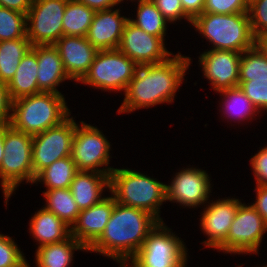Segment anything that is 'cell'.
<instances>
[{
  "instance_id": "cell-1",
  "label": "cell",
  "mask_w": 267,
  "mask_h": 267,
  "mask_svg": "<svg viewBox=\"0 0 267 267\" xmlns=\"http://www.w3.org/2000/svg\"><path fill=\"white\" fill-rule=\"evenodd\" d=\"M189 63V57L178 54L159 63L138 66L118 112H132L162 102H173L174 93L182 83Z\"/></svg>"
},
{
  "instance_id": "cell-2",
  "label": "cell",
  "mask_w": 267,
  "mask_h": 267,
  "mask_svg": "<svg viewBox=\"0 0 267 267\" xmlns=\"http://www.w3.org/2000/svg\"><path fill=\"white\" fill-rule=\"evenodd\" d=\"M158 223L150 213L116 202L105 231L88 250L124 261L125 266L127 258L134 257Z\"/></svg>"
},
{
  "instance_id": "cell-3",
  "label": "cell",
  "mask_w": 267,
  "mask_h": 267,
  "mask_svg": "<svg viewBox=\"0 0 267 267\" xmlns=\"http://www.w3.org/2000/svg\"><path fill=\"white\" fill-rule=\"evenodd\" d=\"M10 125L35 136L61 124L70 112L63 95L40 92L11 101Z\"/></svg>"
},
{
  "instance_id": "cell-4",
  "label": "cell",
  "mask_w": 267,
  "mask_h": 267,
  "mask_svg": "<svg viewBox=\"0 0 267 267\" xmlns=\"http://www.w3.org/2000/svg\"><path fill=\"white\" fill-rule=\"evenodd\" d=\"M109 189L116 202L144 210L159 222V205L166 200V185L139 172L113 169L109 176Z\"/></svg>"
},
{
  "instance_id": "cell-5",
  "label": "cell",
  "mask_w": 267,
  "mask_h": 267,
  "mask_svg": "<svg viewBox=\"0 0 267 267\" xmlns=\"http://www.w3.org/2000/svg\"><path fill=\"white\" fill-rule=\"evenodd\" d=\"M192 25L214 43L213 50L242 53L257 43L251 31L248 13H203L192 21Z\"/></svg>"
},
{
  "instance_id": "cell-6",
  "label": "cell",
  "mask_w": 267,
  "mask_h": 267,
  "mask_svg": "<svg viewBox=\"0 0 267 267\" xmlns=\"http://www.w3.org/2000/svg\"><path fill=\"white\" fill-rule=\"evenodd\" d=\"M32 142L33 136L18 131L11 125L5 130L0 176L6 203L22 180L34 183Z\"/></svg>"
},
{
  "instance_id": "cell-7",
  "label": "cell",
  "mask_w": 267,
  "mask_h": 267,
  "mask_svg": "<svg viewBox=\"0 0 267 267\" xmlns=\"http://www.w3.org/2000/svg\"><path fill=\"white\" fill-rule=\"evenodd\" d=\"M138 65L119 49L98 51L82 83L106 90H125Z\"/></svg>"
},
{
  "instance_id": "cell-8",
  "label": "cell",
  "mask_w": 267,
  "mask_h": 267,
  "mask_svg": "<svg viewBox=\"0 0 267 267\" xmlns=\"http://www.w3.org/2000/svg\"><path fill=\"white\" fill-rule=\"evenodd\" d=\"M163 225L159 222L148 234L132 258V267H185L187 253L184 244L173 233L166 232Z\"/></svg>"
},
{
  "instance_id": "cell-9",
  "label": "cell",
  "mask_w": 267,
  "mask_h": 267,
  "mask_svg": "<svg viewBox=\"0 0 267 267\" xmlns=\"http://www.w3.org/2000/svg\"><path fill=\"white\" fill-rule=\"evenodd\" d=\"M68 0H33L27 12V38L34 45H54L63 35L62 20Z\"/></svg>"
},
{
  "instance_id": "cell-10",
  "label": "cell",
  "mask_w": 267,
  "mask_h": 267,
  "mask_svg": "<svg viewBox=\"0 0 267 267\" xmlns=\"http://www.w3.org/2000/svg\"><path fill=\"white\" fill-rule=\"evenodd\" d=\"M79 128L75 123V133L72 141L71 158L78 171H97L110 175L114 168L98 169L109 164L110 144L103 134L91 125L81 122ZM97 170H96V169Z\"/></svg>"
},
{
  "instance_id": "cell-11",
  "label": "cell",
  "mask_w": 267,
  "mask_h": 267,
  "mask_svg": "<svg viewBox=\"0 0 267 267\" xmlns=\"http://www.w3.org/2000/svg\"><path fill=\"white\" fill-rule=\"evenodd\" d=\"M75 121L67 118L61 124L33 136L32 165L35 176L54 161L71 156Z\"/></svg>"
},
{
  "instance_id": "cell-12",
  "label": "cell",
  "mask_w": 267,
  "mask_h": 267,
  "mask_svg": "<svg viewBox=\"0 0 267 267\" xmlns=\"http://www.w3.org/2000/svg\"><path fill=\"white\" fill-rule=\"evenodd\" d=\"M266 230L267 225L259 212L252 205L241 203L226 240L217 249L229 253H256Z\"/></svg>"
},
{
  "instance_id": "cell-13",
  "label": "cell",
  "mask_w": 267,
  "mask_h": 267,
  "mask_svg": "<svg viewBox=\"0 0 267 267\" xmlns=\"http://www.w3.org/2000/svg\"><path fill=\"white\" fill-rule=\"evenodd\" d=\"M118 49L138 66L159 63L172 55L164 48L160 37L146 33L129 20L124 26Z\"/></svg>"
},
{
  "instance_id": "cell-14",
  "label": "cell",
  "mask_w": 267,
  "mask_h": 267,
  "mask_svg": "<svg viewBox=\"0 0 267 267\" xmlns=\"http://www.w3.org/2000/svg\"><path fill=\"white\" fill-rule=\"evenodd\" d=\"M242 54L232 50H210L200 56L204 76L218 92L238 87Z\"/></svg>"
},
{
  "instance_id": "cell-15",
  "label": "cell",
  "mask_w": 267,
  "mask_h": 267,
  "mask_svg": "<svg viewBox=\"0 0 267 267\" xmlns=\"http://www.w3.org/2000/svg\"><path fill=\"white\" fill-rule=\"evenodd\" d=\"M115 204L114 197H107L88 209L81 210L70 228V235L88 250L105 231Z\"/></svg>"
},
{
  "instance_id": "cell-16",
  "label": "cell",
  "mask_w": 267,
  "mask_h": 267,
  "mask_svg": "<svg viewBox=\"0 0 267 267\" xmlns=\"http://www.w3.org/2000/svg\"><path fill=\"white\" fill-rule=\"evenodd\" d=\"M70 80L81 81L88 73L98 50L86 37L62 36L54 44Z\"/></svg>"
},
{
  "instance_id": "cell-17",
  "label": "cell",
  "mask_w": 267,
  "mask_h": 267,
  "mask_svg": "<svg viewBox=\"0 0 267 267\" xmlns=\"http://www.w3.org/2000/svg\"><path fill=\"white\" fill-rule=\"evenodd\" d=\"M210 182L205 171L188 168L177 173L171 185H166V200L186 206H197L209 197Z\"/></svg>"
},
{
  "instance_id": "cell-18",
  "label": "cell",
  "mask_w": 267,
  "mask_h": 267,
  "mask_svg": "<svg viewBox=\"0 0 267 267\" xmlns=\"http://www.w3.org/2000/svg\"><path fill=\"white\" fill-rule=\"evenodd\" d=\"M241 203L238 199H225L211 203L201 218L202 230L210 237L207 247L218 248L227 238L229 228Z\"/></svg>"
},
{
  "instance_id": "cell-19",
  "label": "cell",
  "mask_w": 267,
  "mask_h": 267,
  "mask_svg": "<svg viewBox=\"0 0 267 267\" xmlns=\"http://www.w3.org/2000/svg\"><path fill=\"white\" fill-rule=\"evenodd\" d=\"M96 11L86 38L98 50L118 49L124 26L129 20L120 17L119 10Z\"/></svg>"
},
{
  "instance_id": "cell-20",
  "label": "cell",
  "mask_w": 267,
  "mask_h": 267,
  "mask_svg": "<svg viewBox=\"0 0 267 267\" xmlns=\"http://www.w3.org/2000/svg\"><path fill=\"white\" fill-rule=\"evenodd\" d=\"M32 49L37 54V81L40 91L61 94L55 87L70 78L64 69L57 47L49 44L34 45Z\"/></svg>"
},
{
  "instance_id": "cell-21",
  "label": "cell",
  "mask_w": 267,
  "mask_h": 267,
  "mask_svg": "<svg viewBox=\"0 0 267 267\" xmlns=\"http://www.w3.org/2000/svg\"><path fill=\"white\" fill-rule=\"evenodd\" d=\"M109 176L97 171H78L70 185V191L78 208L88 209L94 204L99 203L103 198L101 192L103 187L109 188Z\"/></svg>"
},
{
  "instance_id": "cell-22",
  "label": "cell",
  "mask_w": 267,
  "mask_h": 267,
  "mask_svg": "<svg viewBox=\"0 0 267 267\" xmlns=\"http://www.w3.org/2000/svg\"><path fill=\"white\" fill-rule=\"evenodd\" d=\"M37 54L31 48L21 59L10 82L6 85L11 101L40 93L37 81Z\"/></svg>"
},
{
  "instance_id": "cell-23",
  "label": "cell",
  "mask_w": 267,
  "mask_h": 267,
  "mask_svg": "<svg viewBox=\"0 0 267 267\" xmlns=\"http://www.w3.org/2000/svg\"><path fill=\"white\" fill-rule=\"evenodd\" d=\"M69 225L47 209L35 213L30 222V229L40 246L61 242L70 236Z\"/></svg>"
},
{
  "instance_id": "cell-24",
  "label": "cell",
  "mask_w": 267,
  "mask_h": 267,
  "mask_svg": "<svg viewBox=\"0 0 267 267\" xmlns=\"http://www.w3.org/2000/svg\"><path fill=\"white\" fill-rule=\"evenodd\" d=\"M87 250L73 236L67 239L38 247L36 260L38 267H68L72 261V250Z\"/></svg>"
},
{
  "instance_id": "cell-25",
  "label": "cell",
  "mask_w": 267,
  "mask_h": 267,
  "mask_svg": "<svg viewBox=\"0 0 267 267\" xmlns=\"http://www.w3.org/2000/svg\"><path fill=\"white\" fill-rule=\"evenodd\" d=\"M32 48L27 36L0 42V81L8 84L13 78L21 59Z\"/></svg>"
},
{
  "instance_id": "cell-26",
  "label": "cell",
  "mask_w": 267,
  "mask_h": 267,
  "mask_svg": "<svg viewBox=\"0 0 267 267\" xmlns=\"http://www.w3.org/2000/svg\"><path fill=\"white\" fill-rule=\"evenodd\" d=\"M95 13L77 0H68L62 20L64 36L86 37Z\"/></svg>"
},
{
  "instance_id": "cell-27",
  "label": "cell",
  "mask_w": 267,
  "mask_h": 267,
  "mask_svg": "<svg viewBox=\"0 0 267 267\" xmlns=\"http://www.w3.org/2000/svg\"><path fill=\"white\" fill-rule=\"evenodd\" d=\"M78 172L71 156L54 161L50 166L41 170L34 182L43 180L48 190L70 188L75 174Z\"/></svg>"
},
{
  "instance_id": "cell-28",
  "label": "cell",
  "mask_w": 267,
  "mask_h": 267,
  "mask_svg": "<svg viewBox=\"0 0 267 267\" xmlns=\"http://www.w3.org/2000/svg\"><path fill=\"white\" fill-rule=\"evenodd\" d=\"M44 196L48 203L47 206L44 207L45 209L54 213L69 226L76 221L80 209L69 188L47 190Z\"/></svg>"
},
{
  "instance_id": "cell-29",
  "label": "cell",
  "mask_w": 267,
  "mask_h": 267,
  "mask_svg": "<svg viewBox=\"0 0 267 267\" xmlns=\"http://www.w3.org/2000/svg\"><path fill=\"white\" fill-rule=\"evenodd\" d=\"M241 54L245 56L241 57L239 64V82L267 79V53L258 43Z\"/></svg>"
},
{
  "instance_id": "cell-30",
  "label": "cell",
  "mask_w": 267,
  "mask_h": 267,
  "mask_svg": "<svg viewBox=\"0 0 267 267\" xmlns=\"http://www.w3.org/2000/svg\"><path fill=\"white\" fill-rule=\"evenodd\" d=\"M137 20L129 21L146 33L164 41L166 19L151 0H138Z\"/></svg>"
},
{
  "instance_id": "cell-31",
  "label": "cell",
  "mask_w": 267,
  "mask_h": 267,
  "mask_svg": "<svg viewBox=\"0 0 267 267\" xmlns=\"http://www.w3.org/2000/svg\"><path fill=\"white\" fill-rule=\"evenodd\" d=\"M26 14L0 6V42L27 36Z\"/></svg>"
},
{
  "instance_id": "cell-32",
  "label": "cell",
  "mask_w": 267,
  "mask_h": 267,
  "mask_svg": "<svg viewBox=\"0 0 267 267\" xmlns=\"http://www.w3.org/2000/svg\"><path fill=\"white\" fill-rule=\"evenodd\" d=\"M221 93L225 94L224 96L228 98L225 99V105L227 104L226 109H229V113L231 112L235 116L241 117V119H245L246 116L253 115L255 110H257L250 99L240 89V87L223 90Z\"/></svg>"
},
{
  "instance_id": "cell-33",
  "label": "cell",
  "mask_w": 267,
  "mask_h": 267,
  "mask_svg": "<svg viewBox=\"0 0 267 267\" xmlns=\"http://www.w3.org/2000/svg\"><path fill=\"white\" fill-rule=\"evenodd\" d=\"M0 267H29L14 241L1 234Z\"/></svg>"
},
{
  "instance_id": "cell-34",
  "label": "cell",
  "mask_w": 267,
  "mask_h": 267,
  "mask_svg": "<svg viewBox=\"0 0 267 267\" xmlns=\"http://www.w3.org/2000/svg\"><path fill=\"white\" fill-rule=\"evenodd\" d=\"M238 87L250 99L252 104L260 109H267V79H252L239 82Z\"/></svg>"
},
{
  "instance_id": "cell-35",
  "label": "cell",
  "mask_w": 267,
  "mask_h": 267,
  "mask_svg": "<svg viewBox=\"0 0 267 267\" xmlns=\"http://www.w3.org/2000/svg\"><path fill=\"white\" fill-rule=\"evenodd\" d=\"M251 31L258 41L267 34V0H259L248 8ZM250 14H253L250 16Z\"/></svg>"
},
{
  "instance_id": "cell-36",
  "label": "cell",
  "mask_w": 267,
  "mask_h": 267,
  "mask_svg": "<svg viewBox=\"0 0 267 267\" xmlns=\"http://www.w3.org/2000/svg\"><path fill=\"white\" fill-rule=\"evenodd\" d=\"M203 13H248V8L244 4L243 0H205Z\"/></svg>"
},
{
  "instance_id": "cell-37",
  "label": "cell",
  "mask_w": 267,
  "mask_h": 267,
  "mask_svg": "<svg viewBox=\"0 0 267 267\" xmlns=\"http://www.w3.org/2000/svg\"><path fill=\"white\" fill-rule=\"evenodd\" d=\"M167 21H176L182 17L192 23V20L185 14L181 0H151Z\"/></svg>"
},
{
  "instance_id": "cell-38",
  "label": "cell",
  "mask_w": 267,
  "mask_h": 267,
  "mask_svg": "<svg viewBox=\"0 0 267 267\" xmlns=\"http://www.w3.org/2000/svg\"><path fill=\"white\" fill-rule=\"evenodd\" d=\"M257 185L267 186V147L263 148L251 159Z\"/></svg>"
},
{
  "instance_id": "cell-39",
  "label": "cell",
  "mask_w": 267,
  "mask_h": 267,
  "mask_svg": "<svg viewBox=\"0 0 267 267\" xmlns=\"http://www.w3.org/2000/svg\"><path fill=\"white\" fill-rule=\"evenodd\" d=\"M9 109H11V100L8 95V89L6 84L0 81V123L10 121Z\"/></svg>"
},
{
  "instance_id": "cell-40",
  "label": "cell",
  "mask_w": 267,
  "mask_h": 267,
  "mask_svg": "<svg viewBox=\"0 0 267 267\" xmlns=\"http://www.w3.org/2000/svg\"><path fill=\"white\" fill-rule=\"evenodd\" d=\"M185 14L193 21L203 14L205 0H181Z\"/></svg>"
},
{
  "instance_id": "cell-41",
  "label": "cell",
  "mask_w": 267,
  "mask_h": 267,
  "mask_svg": "<svg viewBox=\"0 0 267 267\" xmlns=\"http://www.w3.org/2000/svg\"><path fill=\"white\" fill-rule=\"evenodd\" d=\"M257 201L252 205L267 225V186L257 185Z\"/></svg>"
},
{
  "instance_id": "cell-42",
  "label": "cell",
  "mask_w": 267,
  "mask_h": 267,
  "mask_svg": "<svg viewBox=\"0 0 267 267\" xmlns=\"http://www.w3.org/2000/svg\"><path fill=\"white\" fill-rule=\"evenodd\" d=\"M33 0H0V6L15 10L27 15Z\"/></svg>"
},
{
  "instance_id": "cell-43",
  "label": "cell",
  "mask_w": 267,
  "mask_h": 267,
  "mask_svg": "<svg viewBox=\"0 0 267 267\" xmlns=\"http://www.w3.org/2000/svg\"><path fill=\"white\" fill-rule=\"evenodd\" d=\"M77 1L85 4L87 7L95 11L110 9V7H113L116 4L120 3V0H77Z\"/></svg>"
},
{
  "instance_id": "cell-44",
  "label": "cell",
  "mask_w": 267,
  "mask_h": 267,
  "mask_svg": "<svg viewBox=\"0 0 267 267\" xmlns=\"http://www.w3.org/2000/svg\"><path fill=\"white\" fill-rule=\"evenodd\" d=\"M10 126V122L0 123V166L4 154V137L5 130Z\"/></svg>"
},
{
  "instance_id": "cell-45",
  "label": "cell",
  "mask_w": 267,
  "mask_h": 267,
  "mask_svg": "<svg viewBox=\"0 0 267 267\" xmlns=\"http://www.w3.org/2000/svg\"><path fill=\"white\" fill-rule=\"evenodd\" d=\"M257 43L267 53V34L262 36Z\"/></svg>"
},
{
  "instance_id": "cell-46",
  "label": "cell",
  "mask_w": 267,
  "mask_h": 267,
  "mask_svg": "<svg viewBox=\"0 0 267 267\" xmlns=\"http://www.w3.org/2000/svg\"><path fill=\"white\" fill-rule=\"evenodd\" d=\"M244 4L246 5L247 8H249L250 6H252L255 2L259 1V0H243Z\"/></svg>"
}]
</instances>
